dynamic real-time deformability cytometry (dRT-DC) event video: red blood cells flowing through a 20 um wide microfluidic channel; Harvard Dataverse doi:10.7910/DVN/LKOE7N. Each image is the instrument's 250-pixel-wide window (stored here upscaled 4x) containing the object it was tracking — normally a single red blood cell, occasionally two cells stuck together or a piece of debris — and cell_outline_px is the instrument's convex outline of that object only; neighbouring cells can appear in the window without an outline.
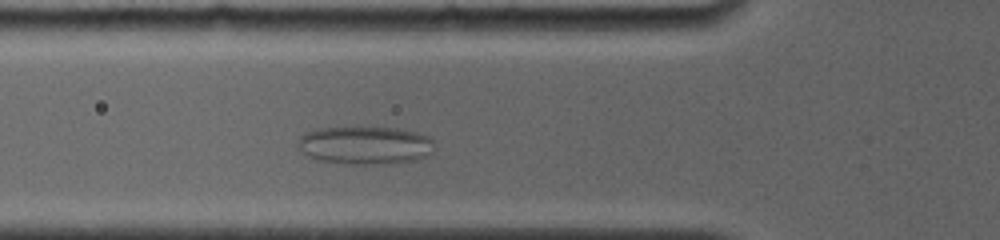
{"species": "common noctule bat (a hibernating species)", "species_latin": "Nyctalus noctula", "temperature_condition": "room temperature", "stored_images_in_passage": 3, "camera_frame_rate_fps": 4000, "um_per_image_px": 0.085, "animal": {"sex": "female", "body_mass_g": 19.0, "forearm_length_mm": 56.7}, "frame": {"image": 1, "passage_image": 3, "time_ms": 2.0, "image_size_px": [1000, 240], "cell_outline_px": [[432, 152], [428, 156], [396, 164], [356, 164], [320, 160], [304, 156], [296, 148], [296, 140], [300, 136], [308, 132], [320, 128], [396, 128], [416, 132], [432, 136]], "centroid_in_image_um": [31.01, 12.36], "position_along_channel_um": 94.8, "area_um2": 30.46}}